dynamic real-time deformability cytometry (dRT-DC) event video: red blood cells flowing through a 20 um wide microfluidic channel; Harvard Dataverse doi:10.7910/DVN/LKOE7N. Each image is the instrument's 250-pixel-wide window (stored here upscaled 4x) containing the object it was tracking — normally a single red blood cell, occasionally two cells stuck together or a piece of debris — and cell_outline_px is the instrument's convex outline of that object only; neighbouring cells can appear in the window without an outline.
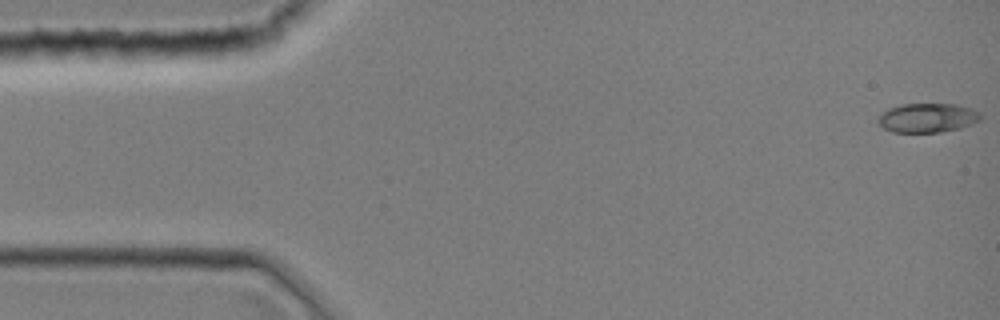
{"species": "common noctule bat (a hibernating species)", "species_latin": "Nyctalus noctula", "temperature_condition": "room temperature", "stored_images_in_passage": 44, "camera_frame_rate_fps": 3000, "um_per_image_px": 0.085, "animal": {"sex": "female", "body_mass_g": 19.0, "forearm_length_mm": 51.5}, "frame": {"image": 1, "passage_image": 1, "time_ms": 0.0, "image_size_px": [1000, 320], "cell_outline_px": [[984, 116], [980, 120], [972, 124], [940, 132], [892, 132], [884, 128], [876, 120], [876, 116], [880, 112], [888, 108], [900, 104], [956, 104], [972, 108], [980, 112]], "centroid_in_image_um": [78.81, 10.0], "position_along_channel_um": 6.2, "area_um2": 17.69}}
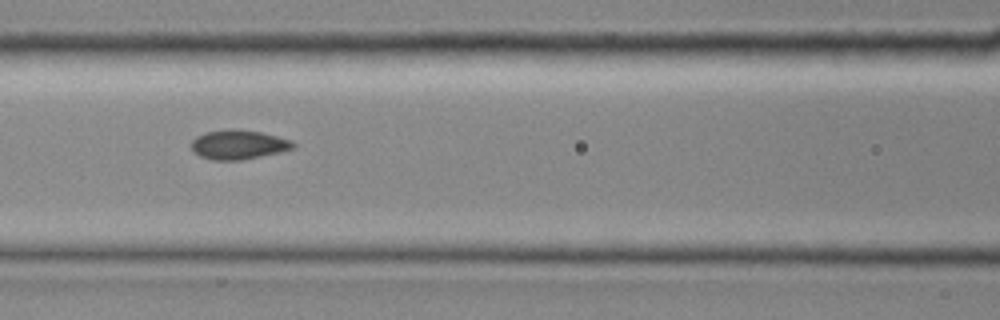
{"frame": {"image": 2, "passage_image": 19, "time_ms": 6.0, "image_size_px": [1000, 320], "cell_outline_px": [[296, 148], [284, 152], [240, 160], [212, 160], [200, 156], [192, 152], [192, 140], [196, 136], [204, 132], [232, 128], [260, 132], [292, 140], [296, 144]], "centroid_in_image_um": [20.29, 12.29], "position_along_channel_um": 146.3, "area_um2": 17.69}}
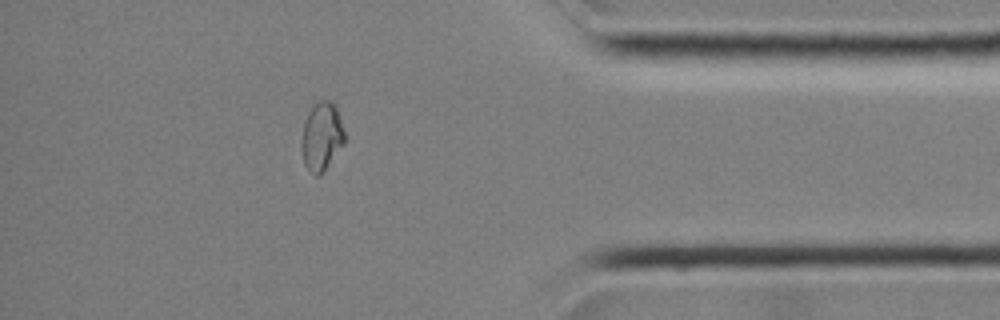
{"frame": {"image": 3, "passage_image": 38, "time_ms": 12.333, "image_size_px": [1000, 320], "cell_outline_px": [[348, 136], [344, 144], [324, 172], [320, 176], [316, 176], [304, 164], [300, 148], [300, 144], [304, 124], [308, 112], [320, 100], [332, 100], [336, 104]], "centroid_in_image_um": [27.39, 11.6], "position_along_channel_um": 407.8, "area_um2": 17.74}}